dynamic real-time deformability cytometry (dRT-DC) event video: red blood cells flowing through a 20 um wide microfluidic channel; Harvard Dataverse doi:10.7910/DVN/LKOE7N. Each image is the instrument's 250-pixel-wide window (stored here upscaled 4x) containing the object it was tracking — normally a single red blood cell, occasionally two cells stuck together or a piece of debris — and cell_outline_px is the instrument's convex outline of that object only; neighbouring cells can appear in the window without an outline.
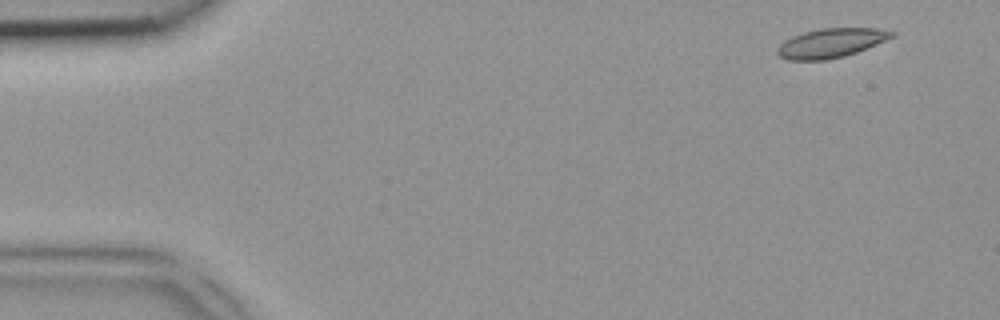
{"species": "common noctule bat (a hibernating species)", "species_latin": "Nyctalus noctula", "temperature_condition": "room temperature", "stored_images_in_passage": 4, "camera_frame_rate_fps": 3000, "um_per_image_px": 0.085, "animal": {"sex": "female", "body_mass_g": 18.4}, "frame": {"image": 1, "passage_image": 1, "time_ms": 0.0, "image_size_px": [1000, 320], "cell_outline_px": [[896, 32], [892, 36], [876, 44], [856, 52], [844, 56], [824, 60], [788, 60], [780, 56], [776, 52], [776, 48], [784, 40], [792, 36], [804, 32], [820, 28], [876, 28]], "centroid_in_image_um": [70.57, 3.65], "position_along_channel_um": 14.4, "area_um2": 19.31}}